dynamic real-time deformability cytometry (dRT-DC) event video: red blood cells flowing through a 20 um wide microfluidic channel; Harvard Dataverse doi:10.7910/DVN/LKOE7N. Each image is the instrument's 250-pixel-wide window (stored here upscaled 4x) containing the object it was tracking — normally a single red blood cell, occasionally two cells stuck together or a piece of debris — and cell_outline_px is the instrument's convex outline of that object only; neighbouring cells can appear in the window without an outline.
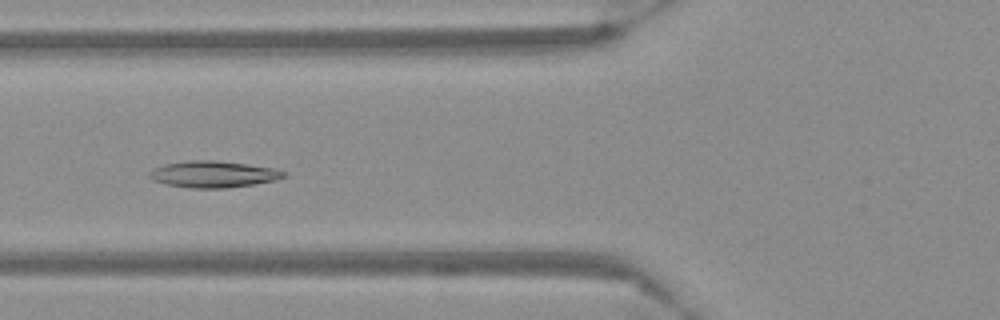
{"species": "Egyptian fruit bat (a non-hibernating species)", "species_latin": "Rousettus aegyptiacus", "temperature_condition": "warm", "stored_images_in_passage": 56, "camera_frame_rate_fps": 3000, "um_per_image_px": 0.085, "frame": {"image": 1, "passage_image": 22, "time_ms": 7.0, "image_size_px": [1000, 320], "cell_outline_px": [[288, 176], [276, 180], [256, 184], [228, 188], [192, 188], [164, 184], [152, 180], [148, 176], [148, 172], [152, 168], [164, 164], [188, 160], [212, 160], [248, 164], [276, 168], [288, 172]], "centroid_in_image_um": [18.15, 14.81], "position_along_channel_um": 107.6, "area_um2": 21.21}}
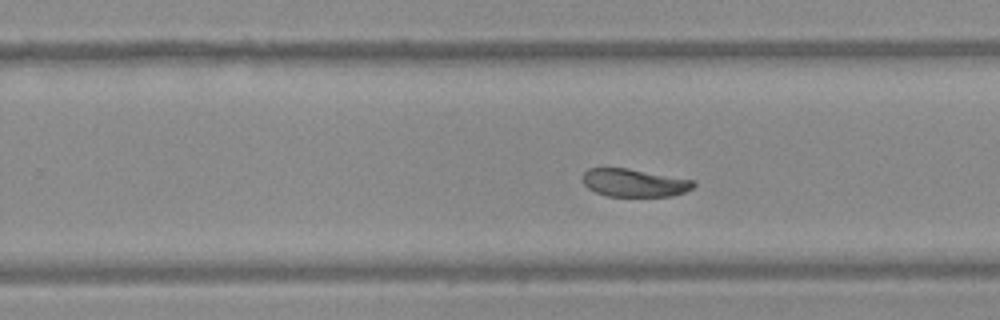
{"frame": {"image": 2, "passage_image": 36, "time_ms": 11.667, "image_size_px": [1000, 320], "cell_outline_px": [[696, 184], [692, 188], [684, 192], [672, 196], [608, 196], [596, 192], [588, 188], [584, 184], [584, 172], [588, 168], [628, 168], [692, 180]], "centroid_in_image_um": [53.9, 15.54], "position_along_channel_um": 275.9, "area_um2": 17.8}}
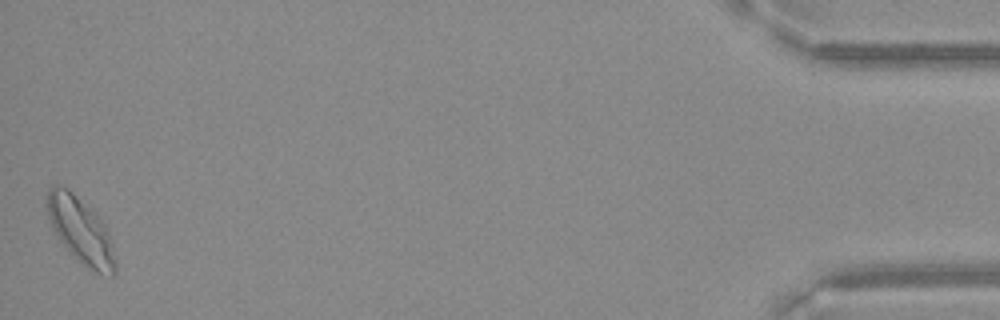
{"frame": {"image": 3, "passage_image": 56, "time_ms": 18.333, "image_size_px": [1000, 320], "cell_outline_px": [[116, 272], [112, 276], [96, 272], [88, 268], [68, 252], [56, 236], [52, 228], [44, 204], [44, 196], [48, 188], [52, 184], [60, 184], [68, 188], [108, 228], [116, 260]], "centroid_in_image_um": [6.8, 19.57], "position_along_channel_um": 428.4, "area_um2": 26.59}}